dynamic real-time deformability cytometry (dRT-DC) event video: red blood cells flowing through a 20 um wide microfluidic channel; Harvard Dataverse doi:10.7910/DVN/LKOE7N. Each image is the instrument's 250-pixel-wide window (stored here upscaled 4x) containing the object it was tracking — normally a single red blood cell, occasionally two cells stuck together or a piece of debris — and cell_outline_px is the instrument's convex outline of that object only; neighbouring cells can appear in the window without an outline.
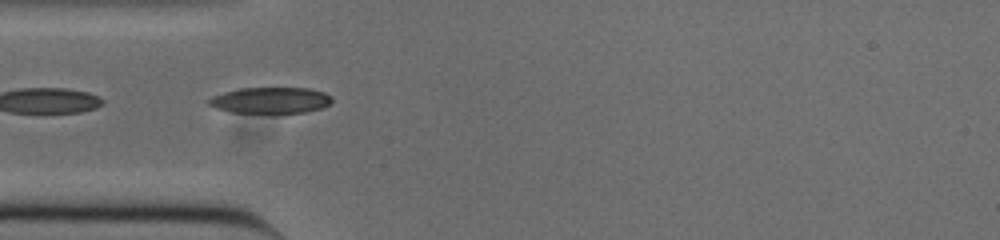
{"species": "common noctule bat (a hibernating species)", "species_latin": "Nyctalus noctula", "temperature_condition": "cold", "stored_images_in_passage": 16, "camera_frame_rate_fps": 3000, "um_per_image_px": 0.085, "animal": {"sex": "male", "body_mass_g": 20.0, "forearm_length_mm": 53.3}, "frame": {"image": 1, "passage_image": 1, "time_ms": 0.0, "image_size_px": [1000, 240], "cell_outline_px": [[332, 100], [328, 104], [320, 108], [304, 112], [232, 112], [216, 108], [208, 104], [208, 100], [212, 96], [224, 92], [240, 88], [308, 88], [324, 92], [332, 96]], "centroid_in_image_um": [22.98, 8.51], "position_along_channel_um": 62.0, "area_um2": 18.44}}
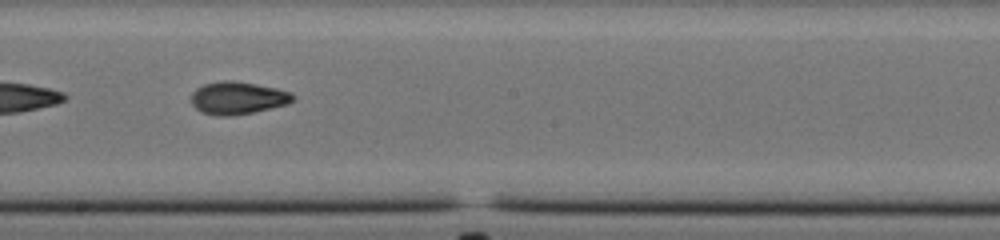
{"frame": {"image": 2, "passage_image": 14, "time_ms": 4.333, "image_size_px": [1000, 240], "cell_outline_px": [[296, 96], [288, 104], [252, 112], [228, 116], [216, 116], [204, 112], [196, 108], [192, 104], [192, 92], [196, 88], [204, 84], [224, 80], [232, 80], [256, 84], [276, 88], [292, 92]], "centroid_in_image_um": [20.22, 8.32], "position_along_channel_um": 228.0, "area_um2": 19.19}}